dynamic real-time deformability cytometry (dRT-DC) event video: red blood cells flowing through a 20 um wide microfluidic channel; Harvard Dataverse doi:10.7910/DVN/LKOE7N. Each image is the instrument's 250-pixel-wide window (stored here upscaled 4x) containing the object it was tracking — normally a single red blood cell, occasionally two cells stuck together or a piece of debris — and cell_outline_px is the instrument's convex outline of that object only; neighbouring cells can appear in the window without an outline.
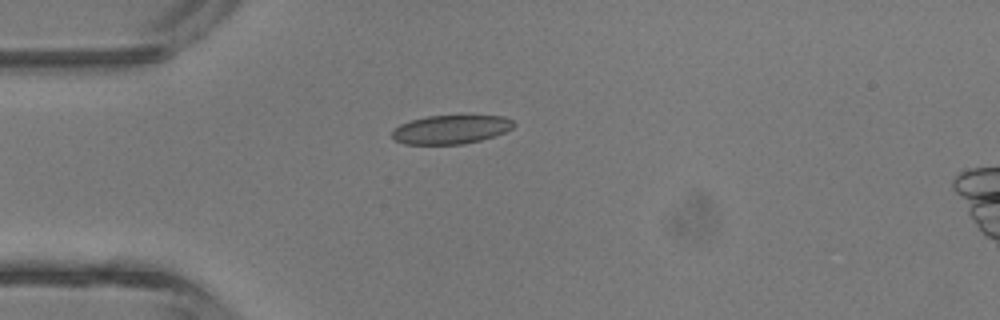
{"species": "common noctule bat (a hibernating species)", "species_latin": "Nyctalus noctula", "temperature_condition": "room temperature", "stored_images_in_passage": 2, "camera_frame_rate_fps": 3000, "um_per_image_px": 0.085, "animal": {"sex": "male", "body_mass_g": 13.3}, "frame": {"image": 1, "passage_image": 1, "time_ms": 0.0, "image_size_px": [1000, 320], "cell_outline_px": [[516, 124], [512, 128], [504, 132], [480, 140], [464, 144], [404, 144], [396, 140], [392, 136], [392, 132], [400, 124], [412, 120], [428, 116], [504, 116], [512, 120]], "centroid_in_image_um": [38.33, 11.01], "position_along_channel_um": 46.7, "area_um2": 20.11}}